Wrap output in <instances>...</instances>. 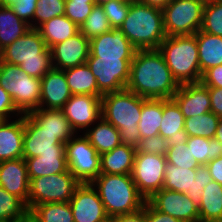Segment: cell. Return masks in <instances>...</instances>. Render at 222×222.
Masks as SVG:
<instances>
[{"label":"cell","mask_w":222,"mask_h":222,"mask_svg":"<svg viewBox=\"0 0 222 222\" xmlns=\"http://www.w3.org/2000/svg\"><path fill=\"white\" fill-rule=\"evenodd\" d=\"M131 0H113L103 5L104 13L113 29H119L129 11Z\"/></svg>","instance_id":"cell-43"},{"label":"cell","mask_w":222,"mask_h":222,"mask_svg":"<svg viewBox=\"0 0 222 222\" xmlns=\"http://www.w3.org/2000/svg\"><path fill=\"white\" fill-rule=\"evenodd\" d=\"M196 176L198 177L199 190H203L212 181L206 165H199L196 168Z\"/></svg>","instance_id":"cell-53"},{"label":"cell","mask_w":222,"mask_h":222,"mask_svg":"<svg viewBox=\"0 0 222 222\" xmlns=\"http://www.w3.org/2000/svg\"><path fill=\"white\" fill-rule=\"evenodd\" d=\"M163 189L186 194L199 208L203 190H199L196 169H183L167 163L164 174Z\"/></svg>","instance_id":"cell-22"},{"label":"cell","mask_w":222,"mask_h":222,"mask_svg":"<svg viewBox=\"0 0 222 222\" xmlns=\"http://www.w3.org/2000/svg\"><path fill=\"white\" fill-rule=\"evenodd\" d=\"M101 222H116L115 217H107L105 220Z\"/></svg>","instance_id":"cell-58"},{"label":"cell","mask_w":222,"mask_h":222,"mask_svg":"<svg viewBox=\"0 0 222 222\" xmlns=\"http://www.w3.org/2000/svg\"><path fill=\"white\" fill-rule=\"evenodd\" d=\"M37 0H0V6L10 7L15 15L34 29V14Z\"/></svg>","instance_id":"cell-44"},{"label":"cell","mask_w":222,"mask_h":222,"mask_svg":"<svg viewBox=\"0 0 222 222\" xmlns=\"http://www.w3.org/2000/svg\"><path fill=\"white\" fill-rule=\"evenodd\" d=\"M201 74L222 65V37L199 30L195 33Z\"/></svg>","instance_id":"cell-27"},{"label":"cell","mask_w":222,"mask_h":222,"mask_svg":"<svg viewBox=\"0 0 222 222\" xmlns=\"http://www.w3.org/2000/svg\"><path fill=\"white\" fill-rule=\"evenodd\" d=\"M166 164V156L136 152L131 176L146 201L163 189Z\"/></svg>","instance_id":"cell-11"},{"label":"cell","mask_w":222,"mask_h":222,"mask_svg":"<svg viewBox=\"0 0 222 222\" xmlns=\"http://www.w3.org/2000/svg\"><path fill=\"white\" fill-rule=\"evenodd\" d=\"M28 115L45 131L55 135L60 142L66 144L76 133L72 130L68 119L61 109L38 108Z\"/></svg>","instance_id":"cell-24"},{"label":"cell","mask_w":222,"mask_h":222,"mask_svg":"<svg viewBox=\"0 0 222 222\" xmlns=\"http://www.w3.org/2000/svg\"><path fill=\"white\" fill-rule=\"evenodd\" d=\"M200 82L208 88H222V65L206 70Z\"/></svg>","instance_id":"cell-48"},{"label":"cell","mask_w":222,"mask_h":222,"mask_svg":"<svg viewBox=\"0 0 222 222\" xmlns=\"http://www.w3.org/2000/svg\"><path fill=\"white\" fill-rule=\"evenodd\" d=\"M5 121V119L0 115V125Z\"/></svg>","instance_id":"cell-60"},{"label":"cell","mask_w":222,"mask_h":222,"mask_svg":"<svg viewBox=\"0 0 222 222\" xmlns=\"http://www.w3.org/2000/svg\"><path fill=\"white\" fill-rule=\"evenodd\" d=\"M72 95H92L102 97L96 78L87 63L63 70Z\"/></svg>","instance_id":"cell-30"},{"label":"cell","mask_w":222,"mask_h":222,"mask_svg":"<svg viewBox=\"0 0 222 222\" xmlns=\"http://www.w3.org/2000/svg\"><path fill=\"white\" fill-rule=\"evenodd\" d=\"M206 167L212 177V180L222 185V156L216 159L210 160Z\"/></svg>","instance_id":"cell-51"},{"label":"cell","mask_w":222,"mask_h":222,"mask_svg":"<svg viewBox=\"0 0 222 222\" xmlns=\"http://www.w3.org/2000/svg\"><path fill=\"white\" fill-rule=\"evenodd\" d=\"M95 3L86 1H65V16L74 22L79 28L91 14Z\"/></svg>","instance_id":"cell-45"},{"label":"cell","mask_w":222,"mask_h":222,"mask_svg":"<svg viewBox=\"0 0 222 222\" xmlns=\"http://www.w3.org/2000/svg\"><path fill=\"white\" fill-rule=\"evenodd\" d=\"M200 30L222 37V0H206Z\"/></svg>","instance_id":"cell-41"},{"label":"cell","mask_w":222,"mask_h":222,"mask_svg":"<svg viewBox=\"0 0 222 222\" xmlns=\"http://www.w3.org/2000/svg\"><path fill=\"white\" fill-rule=\"evenodd\" d=\"M136 148L120 144L110 152L100 155L101 174H131Z\"/></svg>","instance_id":"cell-26"},{"label":"cell","mask_w":222,"mask_h":222,"mask_svg":"<svg viewBox=\"0 0 222 222\" xmlns=\"http://www.w3.org/2000/svg\"><path fill=\"white\" fill-rule=\"evenodd\" d=\"M203 192L198 208L200 221H222V185L212 180Z\"/></svg>","instance_id":"cell-34"},{"label":"cell","mask_w":222,"mask_h":222,"mask_svg":"<svg viewBox=\"0 0 222 222\" xmlns=\"http://www.w3.org/2000/svg\"><path fill=\"white\" fill-rule=\"evenodd\" d=\"M163 116V99L142 97L141 118L138 123L140 139L159 135Z\"/></svg>","instance_id":"cell-33"},{"label":"cell","mask_w":222,"mask_h":222,"mask_svg":"<svg viewBox=\"0 0 222 222\" xmlns=\"http://www.w3.org/2000/svg\"><path fill=\"white\" fill-rule=\"evenodd\" d=\"M24 159L27 164L29 180L66 172L68 170L65 152L41 153L40 156Z\"/></svg>","instance_id":"cell-25"},{"label":"cell","mask_w":222,"mask_h":222,"mask_svg":"<svg viewBox=\"0 0 222 222\" xmlns=\"http://www.w3.org/2000/svg\"><path fill=\"white\" fill-rule=\"evenodd\" d=\"M37 30L40 32L47 48L51 49L55 44L64 42L76 35L80 28L68 17L61 15L44 22Z\"/></svg>","instance_id":"cell-28"},{"label":"cell","mask_w":222,"mask_h":222,"mask_svg":"<svg viewBox=\"0 0 222 222\" xmlns=\"http://www.w3.org/2000/svg\"><path fill=\"white\" fill-rule=\"evenodd\" d=\"M206 0H171L163 9L167 36L193 35L201 29Z\"/></svg>","instance_id":"cell-8"},{"label":"cell","mask_w":222,"mask_h":222,"mask_svg":"<svg viewBox=\"0 0 222 222\" xmlns=\"http://www.w3.org/2000/svg\"><path fill=\"white\" fill-rule=\"evenodd\" d=\"M211 112L219 118H222V88H208Z\"/></svg>","instance_id":"cell-50"},{"label":"cell","mask_w":222,"mask_h":222,"mask_svg":"<svg viewBox=\"0 0 222 222\" xmlns=\"http://www.w3.org/2000/svg\"><path fill=\"white\" fill-rule=\"evenodd\" d=\"M72 130L84 133L101 118V97L92 95H72L61 109ZM78 131V132H77Z\"/></svg>","instance_id":"cell-13"},{"label":"cell","mask_w":222,"mask_h":222,"mask_svg":"<svg viewBox=\"0 0 222 222\" xmlns=\"http://www.w3.org/2000/svg\"><path fill=\"white\" fill-rule=\"evenodd\" d=\"M219 119L220 118L211 111L202 115L186 118L184 137L214 138L218 128Z\"/></svg>","instance_id":"cell-36"},{"label":"cell","mask_w":222,"mask_h":222,"mask_svg":"<svg viewBox=\"0 0 222 222\" xmlns=\"http://www.w3.org/2000/svg\"><path fill=\"white\" fill-rule=\"evenodd\" d=\"M159 135L168 142L184 138L185 118L173 99H163V116Z\"/></svg>","instance_id":"cell-31"},{"label":"cell","mask_w":222,"mask_h":222,"mask_svg":"<svg viewBox=\"0 0 222 222\" xmlns=\"http://www.w3.org/2000/svg\"><path fill=\"white\" fill-rule=\"evenodd\" d=\"M90 54V40L80 31L51 48L52 66L59 70L85 64Z\"/></svg>","instance_id":"cell-16"},{"label":"cell","mask_w":222,"mask_h":222,"mask_svg":"<svg viewBox=\"0 0 222 222\" xmlns=\"http://www.w3.org/2000/svg\"><path fill=\"white\" fill-rule=\"evenodd\" d=\"M136 50H157L167 36L161 9L131 0L130 8L119 28Z\"/></svg>","instance_id":"cell-3"},{"label":"cell","mask_w":222,"mask_h":222,"mask_svg":"<svg viewBox=\"0 0 222 222\" xmlns=\"http://www.w3.org/2000/svg\"><path fill=\"white\" fill-rule=\"evenodd\" d=\"M65 14V0H37L34 14V29L44 22Z\"/></svg>","instance_id":"cell-42"},{"label":"cell","mask_w":222,"mask_h":222,"mask_svg":"<svg viewBox=\"0 0 222 222\" xmlns=\"http://www.w3.org/2000/svg\"><path fill=\"white\" fill-rule=\"evenodd\" d=\"M71 96L63 70L52 68L41 78L39 108L62 109Z\"/></svg>","instance_id":"cell-21"},{"label":"cell","mask_w":222,"mask_h":222,"mask_svg":"<svg viewBox=\"0 0 222 222\" xmlns=\"http://www.w3.org/2000/svg\"><path fill=\"white\" fill-rule=\"evenodd\" d=\"M10 7L0 6V52L30 30Z\"/></svg>","instance_id":"cell-32"},{"label":"cell","mask_w":222,"mask_h":222,"mask_svg":"<svg viewBox=\"0 0 222 222\" xmlns=\"http://www.w3.org/2000/svg\"><path fill=\"white\" fill-rule=\"evenodd\" d=\"M110 1H113V0H94L96 5H103V4L110 2Z\"/></svg>","instance_id":"cell-57"},{"label":"cell","mask_w":222,"mask_h":222,"mask_svg":"<svg viewBox=\"0 0 222 222\" xmlns=\"http://www.w3.org/2000/svg\"><path fill=\"white\" fill-rule=\"evenodd\" d=\"M133 59L88 58L86 63L96 78L102 94L126 89Z\"/></svg>","instance_id":"cell-12"},{"label":"cell","mask_w":222,"mask_h":222,"mask_svg":"<svg viewBox=\"0 0 222 222\" xmlns=\"http://www.w3.org/2000/svg\"><path fill=\"white\" fill-rule=\"evenodd\" d=\"M4 63L19 65L29 76L41 79L52 68L51 49L37 29H30L0 52Z\"/></svg>","instance_id":"cell-5"},{"label":"cell","mask_w":222,"mask_h":222,"mask_svg":"<svg viewBox=\"0 0 222 222\" xmlns=\"http://www.w3.org/2000/svg\"><path fill=\"white\" fill-rule=\"evenodd\" d=\"M65 1H86V3H95L94 0H65Z\"/></svg>","instance_id":"cell-59"},{"label":"cell","mask_w":222,"mask_h":222,"mask_svg":"<svg viewBox=\"0 0 222 222\" xmlns=\"http://www.w3.org/2000/svg\"><path fill=\"white\" fill-rule=\"evenodd\" d=\"M0 115L5 120H9V119L11 120L12 119L11 117L13 116L15 119L16 117H19L22 115L17 110L16 106L14 105L10 94L7 91H5L1 85H0Z\"/></svg>","instance_id":"cell-47"},{"label":"cell","mask_w":222,"mask_h":222,"mask_svg":"<svg viewBox=\"0 0 222 222\" xmlns=\"http://www.w3.org/2000/svg\"><path fill=\"white\" fill-rule=\"evenodd\" d=\"M168 146L169 142L164 137L155 135L140 139L136 151L166 156Z\"/></svg>","instance_id":"cell-46"},{"label":"cell","mask_w":222,"mask_h":222,"mask_svg":"<svg viewBox=\"0 0 222 222\" xmlns=\"http://www.w3.org/2000/svg\"><path fill=\"white\" fill-rule=\"evenodd\" d=\"M184 139L198 165H206L210 160L222 156V144L215 138L184 137Z\"/></svg>","instance_id":"cell-35"},{"label":"cell","mask_w":222,"mask_h":222,"mask_svg":"<svg viewBox=\"0 0 222 222\" xmlns=\"http://www.w3.org/2000/svg\"><path fill=\"white\" fill-rule=\"evenodd\" d=\"M95 124V126L89 127L83 134L100 155L110 152L122 144L119 130L111 123L101 117Z\"/></svg>","instance_id":"cell-29"},{"label":"cell","mask_w":222,"mask_h":222,"mask_svg":"<svg viewBox=\"0 0 222 222\" xmlns=\"http://www.w3.org/2000/svg\"><path fill=\"white\" fill-rule=\"evenodd\" d=\"M158 51L180 85L201 81L195 34L166 36Z\"/></svg>","instance_id":"cell-6"},{"label":"cell","mask_w":222,"mask_h":222,"mask_svg":"<svg viewBox=\"0 0 222 222\" xmlns=\"http://www.w3.org/2000/svg\"><path fill=\"white\" fill-rule=\"evenodd\" d=\"M23 117V158L37 157L47 152H65V144L54 134L43 130L28 114H23Z\"/></svg>","instance_id":"cell-17"},{"label":"cell","mask_w":222,"mask_h":222,"mask_svg":"<svg viewBox=\"0 0 222 222\" xmlns=\"http://www.w3.org/2000/svg\"><path fill=\"white\" fill-rule=\"evenodd\" d=\"M141 109L142 97L127 89L109 92L101 97V117L119 130L123 145L138 147Z\"/></svg>","instance_id":"cell-2"},{"label":"cell","mask_w":222,"mask_h":222,"mask_svg":"<svg viewBox=\"0 0 222 222\" xmlns=\"http://www.w3.org/2000/svg\"><path fill=\"white\" fill-rule=\"evenodd\" d=\"M77 135L65 144L68 170L80 183H91L101 174L100 154L83 133Z\"/></svg>","instance_id":"cell-10"},{"label":"cell","mask_w":222,"mask_h":222,"mask_svg":"<svg viewBox=\"0 0 222 222\" xmlns=\"http://www.w3.org/2000/svg\"><path fill=\"white\" fill-rule=\"evenodd\" d=\"M180 84L157 50H136L126 89L146 99H172Z\"/></svg>","instance_id":"cell-1"},{"label":"cell","mask_w":222,"mask_h":222,"mask_svg":"<svg viewBox=\"0 0 222 222\" xmlns=\"http://www.w3.org/2000/svg\"><path fill=\"white\" fill-rule=\"evenodd\" d=\"M214 138L222 144V118L219 119L218 128Z\"/></svg>","instance_id":"cell-56"},{"label":"cell","mask_w":222,"mask_h":222,"mask_svg":"<svg viewBox=\"0 0 222 222\" xmlns=\"http://www.w3.org/2000/svg\"><path fill=\"white\" fill-rule=\"evenodd\" d=\"M113 28L110 26L103 7L94 5L91 14L80 26V32L89 40L101 34L108 33Z\"/></svg>","instance_id":"cell-38"},{"label":"cell","mask_w":222,"mask_h":222,"mask_svg":"<svg viewBox=\"0 0 222 222\" xmlns=\"http://www.w3.org/2000/svg\"><path fill=\"white\" fill-rule=\"evenodd\" d=\"M29 177L24 158L0 162V187L28 203Z\"/></svg>","instance_id":"cell-20"},{"label":"cell","mask_w":222,"mask_h":222,"mask_svg":"<svg viewBox=\"0 0 222 222\" xmlns=\"http://www.w3.org/2000/svg\"><path fill=\"white\" fill-rule=\"evenodd\" d=\"M79 184L80 182L69 170L50 176L34 178L29 183L26 207L30 211L35 205L39 204L69 202Z\"/></svg>","instance_id":"cell-9"},{"label":"cell","mask_w":222,"mask_h":222,"mask_svg":"<svg viewBox=\"0 0 222 222\" xmlns=\"http://www.w3.org/2000/svg\"><path fill=\"white\" fill-rule=\"evenodd\" d=\"M172 99L185 119L211 111L208 87L201 82L181 84Z\"/></svg>","instance_id":"cell-19"},{"label":"cell","mask_w":222,"mask_h":222,"mask_svg":"<svg viewBox=\"0 0 222 222\" xmlns=\"http://www.w3.org/2000/svg\"><path fill=\"white\" fill-rule=\"evenodd\" d=\"M115 220L116 222H146L145 205L137 212L116 216Z\"/></svg>","instance_id":"cell-52"},{"label":"cell","mask_w":222,"mask_h":222,"mask_svg":"<svg viewBox=\"0 0 222 222\" xmlns=\"http://www.w3.org/2000/svg\"><path fill=\"white\" fill-rule=\"evenodd\" d=\"M69 204L74 222H101L108 217L98 192L91 183H80Z\"/></svg>","instance_id":"cell-14"},{"label":"cell","mask_w":222,"mask_h":222,"mask_svg":"<svg viewBox=\"0 0 222 222\" xmlns=\"http://www.w3.org/2000/svg\"><path fill=\"white\" fill-rule=\"evenodd\" d=\"M30 211L40 222H74L69 202L39 204Z\"/></svg>","instance_id":"cell-37"},{"label":"cell","mask_w":222,"mask_h":222,"mask_svg":"<svg viewBox=\"0 0 222 222\" xmlns=\"http://www.w3.org/2000/svg\"><path fill=\"white\" fill-rule=\"evenodd\" d=\"M146 222H181L166 213L156 210L148 201L145 203Z\"/></svg>","instance_id":"cell-49"},{"label":"cell","mask_w":222,"mask_h":222,"mask_svg":"<svg viewBox=\"0 0 222 222\" xmlns=\"http://www.w3.org/2000/svg\"><path fill=\"white\" fill-rule=\"evenodd\" d=\"M147 201L156 210L177 218L181 222L200 220L198 207L181 192L161 189Z\"/></svg>","instance_id":"cell-15"},{"label":"cell","mask_w":222,"mask_h":222,"mask_svg":"<svg viewBox=\"0 0 222 222\" xmlns=\"http://www.w3.org/2000/svg\"><path fill=\"white\" fill-rule=\"evenodd\" d=\"M91 184L98 192L108 217L137 212L146 203L131 174H100Z\"/></svg>","instance_id":"cell-4"},{"label":"cell","mask_w":222,"mask_h":222,"mask_svg":"<svg viewBox=\"0 0 222 222\" xmlns=\"http://www.w3.org/2000/svg\"><path fill=\"white\" fill-rule=\"evenodd\" d=\"M137 1L162 10L171 0H137Z\"/></svg>","instance_id":"cell-54"},{"label":"cell","mask_w":222,"mask_h":222,"mask_svg":"<svg viewBox=\"0 0 222 222\" xmlns=\"http://www.w3.org/2000/svg\"><path fill=\"white\" fill-rule=\"evenodd\" d=\"M24 123L21 115L0 125V162L23 158Z\"/></svg>","instance_id":"cell-23"},{"label":"cell","mask_w":222,"mask_h":222,"mask_svg":"<svg viewBox=\"0 0 222 222\" xmlns=\"http://www.w3.org/2000/svg\"><path fill=\"white\" fill-rule=\"evenodd\" d=\"M166 162L183 169H196L199 166L184 138L169 142Z\"/></svg>","instance_id":"cell-39"},{"label":"cell","mask_w":222,"mask_h":222,"mask_svg":"<svg viewBox=\"0 0 222 222\" xmlns=\"http://www.w3.org/2000/svg\"><path fill=\"white\" fill-rule=\"evenodd\" d=\"M0 85L22 115L39 108L41 79L29 76L19 65L0 60Z\"/></svg>","instance_id":"cell-7"},{"label":"cell","mask_w":222,"mask_h":222,"mask_svg":"<svg viewBox=\"0 0 222 222\" xmlns=\"http://www.w3.org/2000/svg\"><path fill=\"white\" fill-rule=\"evenodd\" d=\"M15 222H40L31 211H27L20 219Z\"/></svg>","instance_id":"cell-55"},{"label":"cell","mask_w":222,"mask_h":222,"mask_svg":"<svg viewBox=\"0 0 222 222\" xmlns=\"http://www.w3.org/2000/svg\"><path fill=\"white\" fill-rule=\"evenodd\" d=\"M27 211L28 208L21 199L0 187V221L15 222Z\"/></svg>","instance_id":"cell-40"},{"label":"cell","mask_w":222,"mask_h":222,"mask_svg":"<svg viewBox=\"0 0 222 222\" xmlns=\"http://www.w3.org/2000/svg\"><path fill=\"white\" fill-rule=\"evenodd\" d=\"M136 49L120 29H112L90 40L88 58L133 59Z\"/></svg>","instance_id":"cell-18"}]
</instances>
